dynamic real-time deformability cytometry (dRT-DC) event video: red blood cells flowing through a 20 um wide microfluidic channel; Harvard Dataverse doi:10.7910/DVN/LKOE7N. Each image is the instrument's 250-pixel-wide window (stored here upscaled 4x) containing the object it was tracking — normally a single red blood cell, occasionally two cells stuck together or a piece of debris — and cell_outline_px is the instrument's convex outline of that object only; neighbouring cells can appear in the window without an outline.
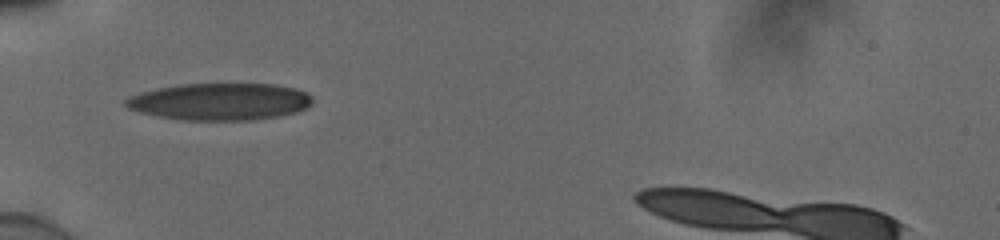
{"species": "human", "species_latin": "Homo sapiens", "temperature_condition": "cold", "stored_images_in_passage": 30, "camera_frame_rate_fps": 3000, "um_per_image_px": 0.085, "donor": {"sex": "male"}, "frame": {"image": 1, "passage_image": 1, "time_ms": 0.0, "image_size_px": [1000, 240], "cell_outline_px": [[312, 104], [308, 108], [296, 112], [280, 116], [252, 120], [180, 120], [140, 112], [128, 108], [124, 104], [124, 100], [128, 96], [140, 92], [156, 88], [180, 84], [276, 84], [296, 88], [312, 96]], "centroid_in_image_um": [18.7, 8.63], "position_along_channel_um": 66.3, "area_um2": 40.58}}
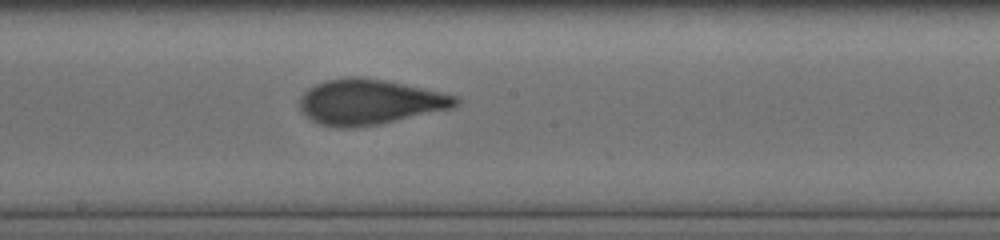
{"frame": {"image": 2, "passage_image": 13, "time_ms": 4.0, "image_size_px": [1000, 240], "cell_outline_px": [[460, 104], [452, 108], [380, 124], [352, 128], [340, 128], [320, 124], [312, 120], [300, 108], [300, 96], [308, 88], [324, 80], [348, 76], [360, 76], [384, 80], [404, 84], [456, 96], [460, 100]], "centroid_in_image_um": [31.4, 8.66], "position_along_channel_um": 216.8, "area_um2": 41.04}}
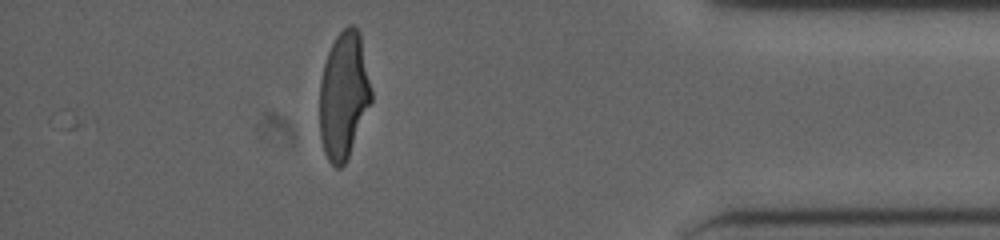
{"frame": {"image": 3, "passage_image": 30, "time_ms": 9.667, "image_size_px": [1000, 240], "cell_outline_px": [[372, 100], [348, 156], [344, 164], [340, 168], [336, 168], [328, 160], [324, 152], [320, 140], [320, 80], [324, 64], [328, 52], [336, 36], [348, 24], [352, 24], [360, 32], [372, 92]], "centroid_in_image_um": [29.21, 8.09], "position_along_channel_um": 406.0, "area_um2": 38.09}, "authors_computed_cell_mechanics": {"area_um2": 39.9687, "velocity_mm_per_s": 3.893, "shape_relaxation_time_tau1_ms": 4.2941, "shape_relaxation_time_tau2_ms": 0.9287, "deformation_change_tau1": 0.1991, "deformation_change_tau2": 0.0782}}